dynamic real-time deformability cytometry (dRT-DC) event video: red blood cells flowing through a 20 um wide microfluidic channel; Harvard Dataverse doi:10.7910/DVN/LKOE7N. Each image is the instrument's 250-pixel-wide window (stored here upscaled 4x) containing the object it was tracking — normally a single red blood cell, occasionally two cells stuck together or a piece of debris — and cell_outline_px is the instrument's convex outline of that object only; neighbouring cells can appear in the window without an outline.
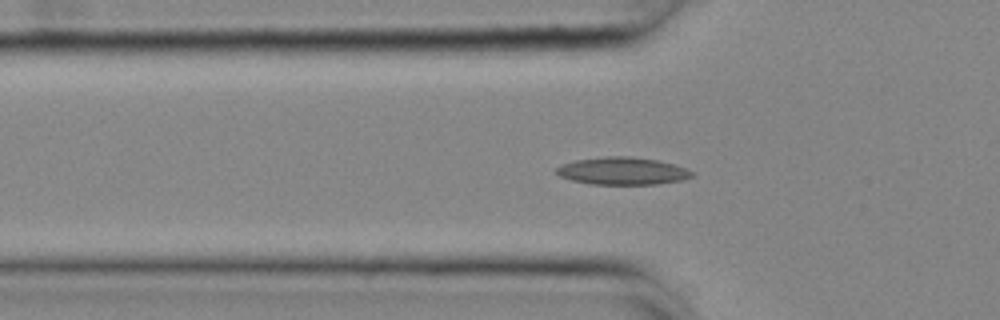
{"species": "common noctule bat (a hibernating species)", "species_latin": "Nyctalus noctula", "temperature_condition": "cold", "stored_images_in_passage": 41, "camera_frame_rate_fps": 3000, "um_per_image_px": 0.085, "animal": {"sex": "female", "body_mass_g": 25.1}, "frame": {"image": 1, "passage_image": 4, "time_ms": 1.0, "image_size_px": [1000, 320], "cell_outline_px": [[696, 176], [680, 180], [656, 184], [592, 184], [572, 180], [560, 176], [556, 172], [556, 168], [560, 164], [576, 160], [604, 156], [628, 156], [656, 160], [672, 164], [696, 172]], "centroid_in_image_um": [52.91, 14.53], "position_along_channel_um": 72.9, "area_um2": 21.62}}
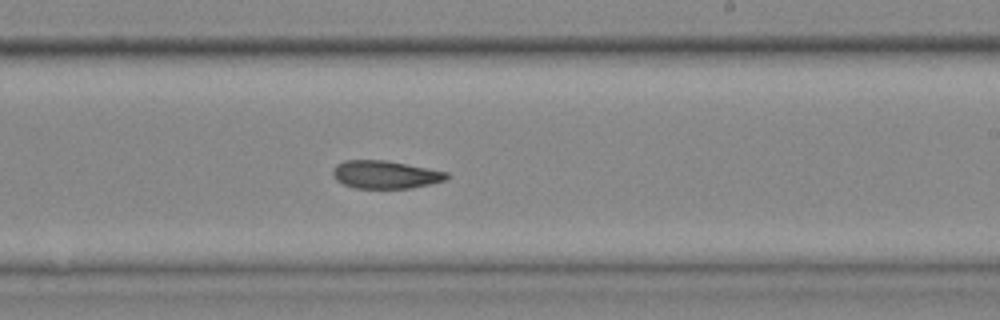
{"frame": {"image": 2, "passage_image": 19, "time_ms": 6.0, "image_size_px": [1000, 320], "cell_outline_px": [[452, 176], [448, 180], [412, 188], [356, 188], [344, 184], [336, 180], [332, 172], [336, 164], [344, 160], [388, 160], [448, 172]], "centroid_in_image_um": [32.8, 14.83], "position_along_channel_um": 256.2, "area_um2": 18.73}}
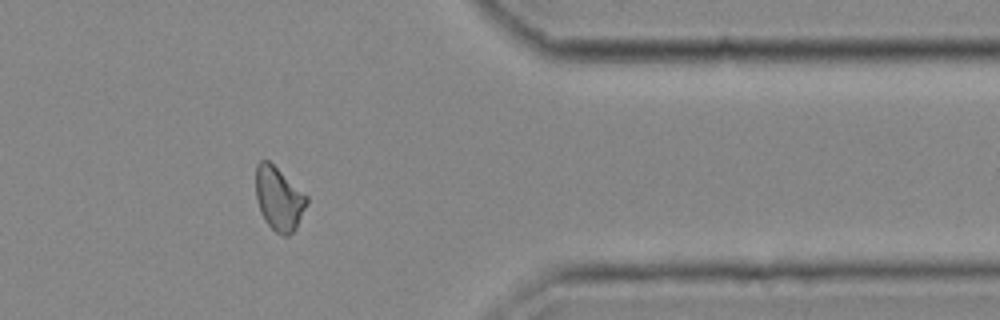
{"frame": {"image": 3, "passage_image": 31, "time_ms": 10.0, "image_size_px": [1000, 320], "cell_outline_px": [[308, 204], [296, 228], [288, 236], [284, 236], [276, 232], [264, 220], [260, 212], [256, 196], [256, 164], [260, 160], [268, 160], [308, 196]], "centroid_in_image_um": [23.71, 16.89], "position_along_channel_um": 387.7, "area_um2": 18.84}, "authors_computed_cell_mechanics": {"area_um2": 18.9584, "velocity_mm_per_s": 3.6684, "shape_relaxation_time_tau1_ms": null, "shape_relaxation_time_tau2_ms": 10.4313, "deformation_change_tau1": null, "deformation_change_tau2": 0.1798}}